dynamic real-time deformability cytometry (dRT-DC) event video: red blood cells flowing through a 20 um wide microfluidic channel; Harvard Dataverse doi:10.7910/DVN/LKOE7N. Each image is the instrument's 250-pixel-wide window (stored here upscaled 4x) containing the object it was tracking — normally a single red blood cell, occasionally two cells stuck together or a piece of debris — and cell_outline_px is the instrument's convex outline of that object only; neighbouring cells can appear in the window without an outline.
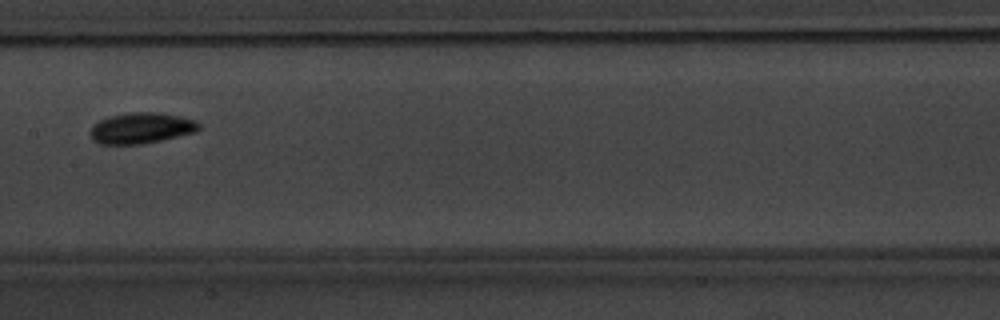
{"species": "common noctule bat (a hibernating species)", "species_latin": "Nyctalus noctula", "temperature_condition": "warm", "stored_images_in_passage": 4, "camera_frame_rate_fps": 3000, "um_per_image_px": 0.085, "animal": {"sex": "male", "body_mass_g": 20.1, "forearm_length_mm": 53.5}, "frame": {"image": 1, "passage_image": 4, "time_ms": 3.667, "image_size_px": [1000, 320], "cell_outline_px": [[200, 128], [196, 132], [160, 140], [140, 144], [100, 144], [92, 140], [88, 132], [92, 124], [108, 116], [132, 112], [156, 112], [180, 116], [196, 120], [200, 124]], "centroid_in_image_um": [11.97, 10.88], "position_along_channel_um": 195.4, "area_um2": 19.71}}